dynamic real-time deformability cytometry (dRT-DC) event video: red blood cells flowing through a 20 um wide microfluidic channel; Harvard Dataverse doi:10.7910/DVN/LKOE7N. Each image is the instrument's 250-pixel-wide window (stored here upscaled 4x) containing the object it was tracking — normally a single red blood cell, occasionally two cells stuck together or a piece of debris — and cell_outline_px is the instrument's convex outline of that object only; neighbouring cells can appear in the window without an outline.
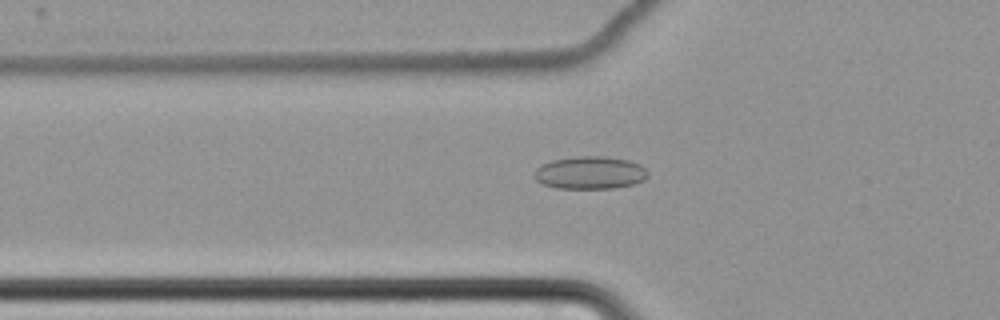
{"species": "common noctule bat (a hibernating species)", "species_latin": "Nyctalus noctula", "temperature_condition": "cold", "stored_images_in_passage": 45, "camera_frame_rate_fps": 3000, "um_per_image_px": 0.085, "animal": {"sex": "female", "body_mass_g": 22.7, "forearm_length_mm": 54.2}, "frame": {"image": 1, "passage_image": 6, "time_ms": 1.667, "image_size_px": [1000, 320], "cell_outline_px": [[648, 176], [644, 180], [632, 184], [616, 188], [556, 188], [544, 184], [536, 180], [536, 168], [540, 164], [552, 160], [580, 156], [604, 156], [628, 160], [640, 164], [648, 172]], "centroid_in_image_um": [50.17, 14.68], "position_along_channel_um": 75.6, "area_um2": 21.56}}
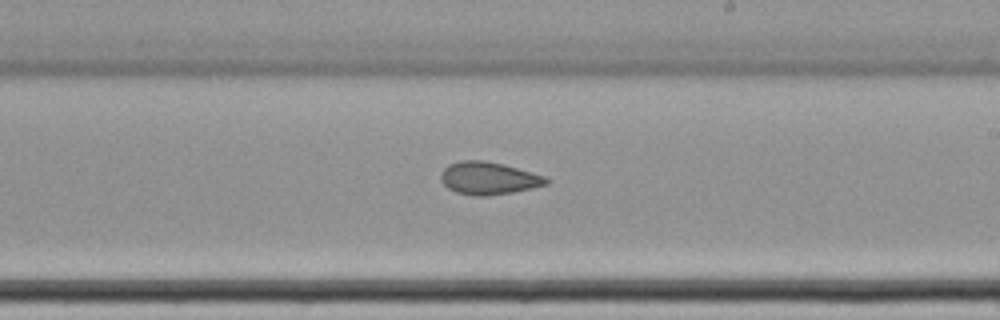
{"frame": {"image": 2, "passage_image": 21, "time_ms": 6.667, "image_size_px": [1000, 320], "cell_outline_px": [[548, 184], [532, 188], [512, 192], [488, 196], [476, 196], [456, 192], [448, 188], [440, 180], [440, 172], [448, 164], [460, 160], [484, 160], [504, 164], [544, 176], [548, 180]], "centroid_in_image_um": [41.48, 15.14], "position_along_channel_um": 247.5, "area_um2": 20.06}}
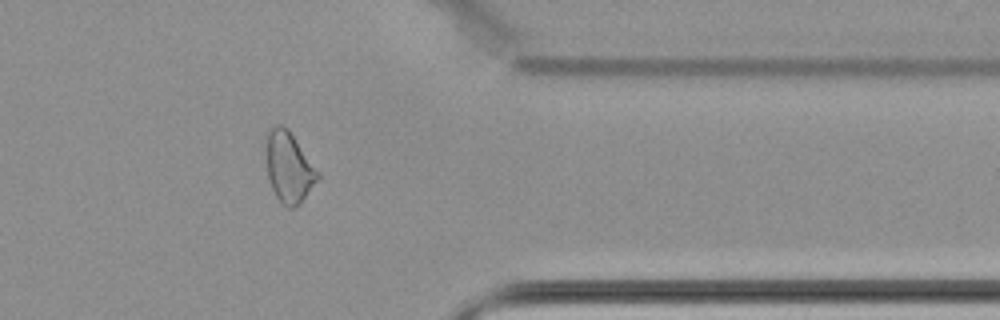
{"frame": {"image": 3, "passage_image": 34, "time_ms": 11.0, "image_size_px": [1000, 320], "cell_outline_px": [[320, 176], [300, 204], [296, 208], [288, 208], [276, 196], [272, 188], [268, 176], [268, 128], [276, 124], [280, 124], [288, 128], [320, 172]], "centroid_in_image_um": [24.59, 14.21], "position_along_channel_um": 386.8, "area_um2": 20.92}, "authors_computed_cell_mechanics": {"area_um2": 20.4612, "velocity_mm_per_s": 3.4614, "shape_relaxation_time_tau1_ms": 7.1932, "shape_relaxation_time_tau2_ms": 6.9067, "deformation_change_tau1": 0.0736, "deformation_change_tau2": 0.0875}}